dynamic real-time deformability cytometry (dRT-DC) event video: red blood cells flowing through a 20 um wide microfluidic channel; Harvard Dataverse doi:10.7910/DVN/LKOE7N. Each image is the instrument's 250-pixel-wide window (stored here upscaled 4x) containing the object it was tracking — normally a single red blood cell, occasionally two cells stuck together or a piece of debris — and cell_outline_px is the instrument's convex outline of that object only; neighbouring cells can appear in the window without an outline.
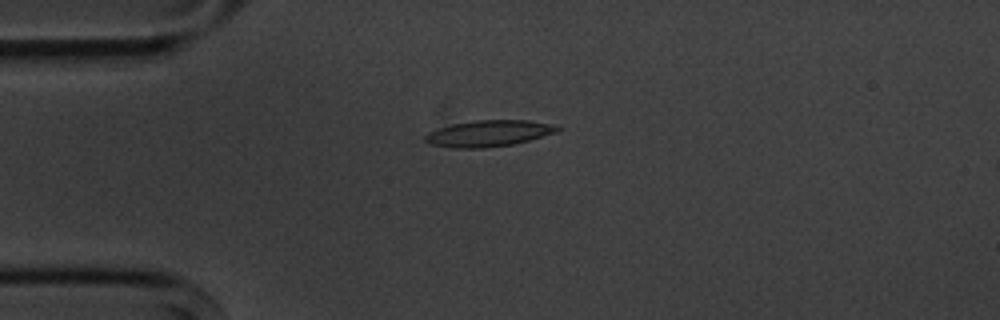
{"species": "common noctule bat (a hibernating species)", "species_latin": "Nyctalus noctula", "temperature_condition": "cold", "stored_images_in_passage": 8, "camera_frame_rate_fps": 3000, "um_per_image_px": 0.085, "animal": {"sex": "male", "body_mass_g": 20.1, "forearm_length_mm": 53.5}, "frame": {"image": 1, "passage_image": 4, "time_ms": 3.333, "image_size_px": [1000, 320], "cell_outline_px": [[560, 128], [556, 132], [528, 140], [512, 144], [484, 148], [452, 148], [428, 144], [424, 140], [424, 136], [428, 132], [452, 124], [476, 120], [528, 120], [552, 124]], "centroid_in_image_um": [41.48, 11.34], "position_along_channel_um": 43.5, "area_um2": 20.11}}
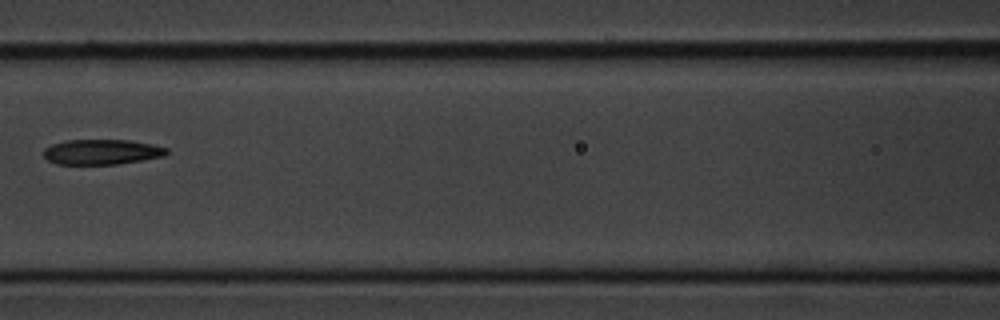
{"frame": {"image": 2, "passage_image": 7, "time_ms": 7.0, "image_size_px": [1000, 320], "cell_outline_px": [[168, 152], [164, 156], [116, 164], [56, 164], [48, 160], [44, 156], [44, 148], [52, 144], [64, 140], [132, 140], [152, 144], [168, 148]], "centroid_in_image_um": [8.64, 12.9], "position_along_channel_um": 158.0, "area_um2": 18.03}}
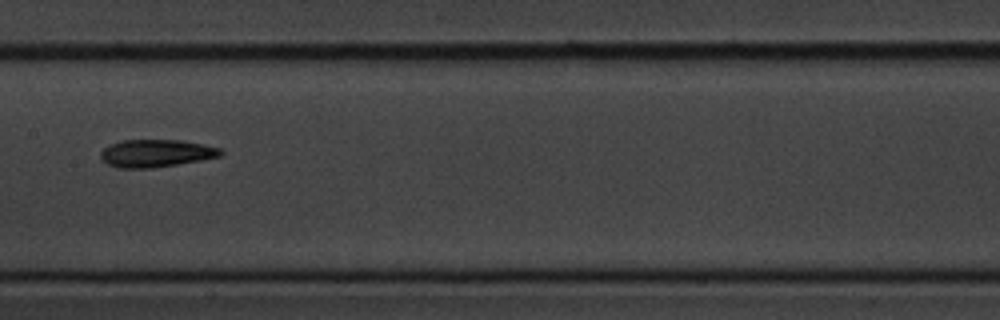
{"frame": {"image": 3, "passage_image": 8, "time_ms": 8.0, "image_size_px": [1000, 320], "cell_outline_px": [[224, 152], [220, 156], [200, 160], [152, 168], [120, 168], [108, 164], [100, 156], [100, 152], [108, 144], [120, 140], [180, 140], [204, 144], [220, 148]], "centroid_in_image_um": [13.25, 13.02], "position_along_channel_um": 194.2, "area_um2": 19.25}}